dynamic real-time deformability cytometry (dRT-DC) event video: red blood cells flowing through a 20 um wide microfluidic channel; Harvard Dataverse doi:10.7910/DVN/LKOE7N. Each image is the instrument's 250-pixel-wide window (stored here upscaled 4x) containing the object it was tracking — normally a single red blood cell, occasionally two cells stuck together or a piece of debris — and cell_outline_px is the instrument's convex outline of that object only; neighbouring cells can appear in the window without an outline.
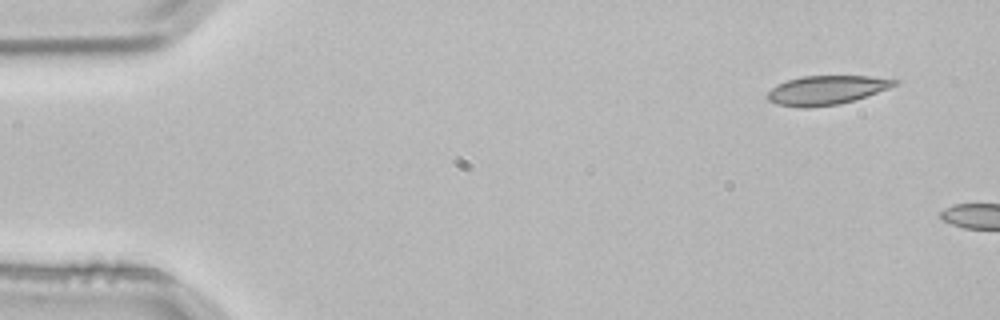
{"species": "common noctule bat (a hibernating species)", "species_latin": "Nyctalus noctula", "temperature_condition": "room temperature", "stored_images_in_passage": 2, "camera_frame_rate_fps": 3000, "um_per_image_px": 0.085, "animal": {"sex": "male", "body_mass_g": 21.5, "forearm_length_mm": 52.0}, "frame": {"image": 1, "passage_image": 1, "time_ms": 0.0, "image_size_px": [1000, 320], "cell_outline_px": [[900, 80], [896, 84], [888, 88], [840, 104], [808, 108], [800, 108], [776, 104], [768, 100], [764, 96], [772, 88], [788, 80], [804, 76], [868, 76]], "centroid_in_image_um": [70.19, 7.67], "position_along_channel_um": 14.8, "area_um2": 21.27}}